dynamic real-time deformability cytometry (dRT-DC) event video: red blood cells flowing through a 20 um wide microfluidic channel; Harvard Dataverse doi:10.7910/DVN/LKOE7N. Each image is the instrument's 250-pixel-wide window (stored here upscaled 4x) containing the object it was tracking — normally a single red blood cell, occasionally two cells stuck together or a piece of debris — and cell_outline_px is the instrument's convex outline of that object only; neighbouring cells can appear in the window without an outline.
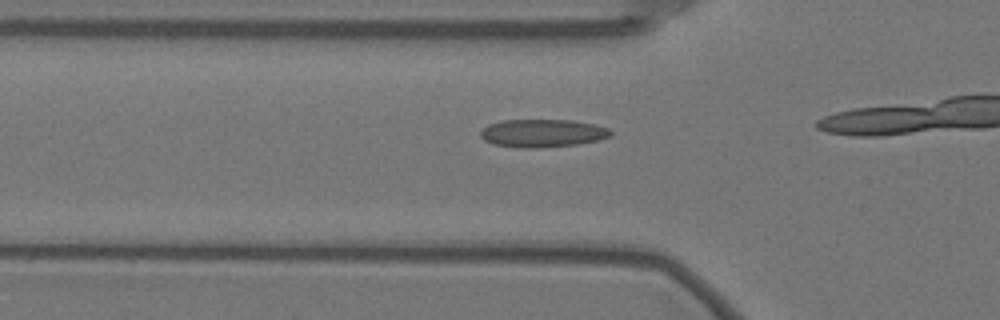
{"species": "Egyptian fruit bat (a non-hibernating species)", "species_latin": "Rousettus aegyptiacus", "temperature_condition": "warm", "stored_images_in_passage": 19, "camera_frame_rate_fps": 3000, "um_per_image_px": 0.085, "animal": {"sex": "female"}, "frame": {"image": 1, "passage_image": 14, "time_ms": 4.333, "image_size_px": [1000, 320], "cell_outline_px": [[612, 136], [600, 140], [580, 144], [540, 148], [520, 148], [492, 144], [484, 140], [480, 136], [480, 132], [488, 124], [500, 120], [572, 120], [592, 124], [608, 128], [612, 132]], "centroid_in_image_um": [46.11, 11.33], "position_along_channel_um": 79.7, "area_um2": 21.44}}
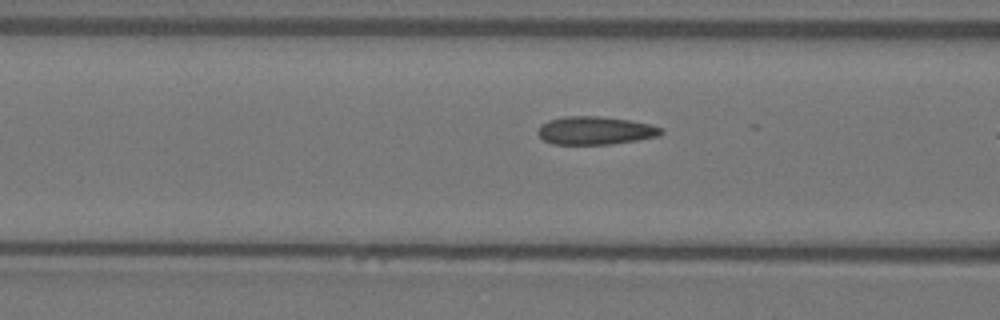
{"frame": {"image": 2, "passage_image": 17, "time_ms": 5.333, "image_size_px": [1000, 320], "cell_outline_px": [[664, 132], [660, 136], [612, 144], [552, 144], [544, 140], [536, 132], [540, 124], [548, 120], [564, 116], [600, 116], [628, 120], [648, 124], [664, 128]], "centroid_in_image_um": [50.58, 11.09], "position_along_channel_um": 116.0, "area_um2": 20.29}}